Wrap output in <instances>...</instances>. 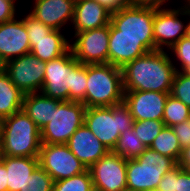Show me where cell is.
<instances>
[{
    "instance_id": "obj_1",
    "label": "cell",
    "mask_w": 190,
    "mask_h": 191,
    "mask_svg": "<svg viewBox=\"0 0 190 191\" xmlns=\"http://www.w3.org/2000/svg\"><path fill=\"white\" fill-rule=\"evenodd\" d=\"M124 91L169 93L176 68L168 51H150L122 68Z\"/></svg>"
},
{
    "instance_id": "obj_2",
    "label": "cell",
    "mask_w": 190,
    "mask_h": 191,
    "mask_svg": "<svg viewBox=\"0 0 190 191\" xmlns=\"http://www.w3.org/2000/svg\"><path fill=\"white\" fill-rule=\"evenodd\" d=\"M124 102L122 70L107 64H87L86 108L110 107Z\"/></svg>"
},
{
    "instance_id": "obj_3",
    "label": "cell",
    "mask_w": 190,
    "mask_h": 191,
    "mask_svg": "<svg viewBox=\"0 0 190 191\" xmlns=\"http://www.w3.org/2000/svg\"><path fill=\"white\" fill-rule=\"evenodd\" d=\"M41 144V129L23 110L5 118L1 156H39Z\"/></svg>"
},
{
    "instance_id": "obj_4",
    "label": "cell",
    "mask_w": 190,
    "mask_h": 191,
    "mask_svg": "<svg viewBox=\"0 0 190 191\" xmlns=\"http://www.w3.org/2000/svg\"><path fill=\"white\" fill-rule=\"evenodd\" d=\"M133 122L124 102L110 107L86 108L84 115V124L109 151L115 148L119 136L133 127Z\"/></svg>"
},
{
    "instance_id": "obj_5",
    "label": "cell",
    "mask_w": 190,
    "mask_h": 191,
    "mask_svg": "<svg viewBox=\"0 0 190 191\" xmlns=\"http://www.w3.org/2000/svg\"><path fill=\"white\" fill-rule=\"evenodd\" d=\"M177 165L174 159L147 147L137 158L127 159V190L157 189L162 177Z\"/></svg>"
},
{
    "instance_id": "obj_6",
    "label": "cell",
    "mask_w": 190,
    "mask_h": 191,
    "mask_svg": "<svg viewBox=\"0 0 190 191\" xmlns=\"http://www.w3.org/2000/svg\"><path fill=\"white\" fill-rule=\"evenodd\" d=\"M155 7L128 4L111 12L110 35L144 37V45L154 51L153 18Z\"/></svg>"
},
{
    "instance_id": "obj_7",
    "label": "cell",
    "mask_w": 190,
    "mask_h": 191,
    "mask_svg": "<svg viewBox=\"0 0 190 191\" xmlns=\"http://www.w3.org/2000/svg\"><path fill=\"white\" fill-rule=\"evenodd\" d=\"M175 1H177L174 3L175 6L155 9L153 18L154 50L169 51L186 34L187 23L183 19L184 17L189 19L190 7L184 2Z\"/></svg>"
},
{
    "instance_id": "obj_8",
    "label": "cell",
    "mask_w": 190,
    "mask_h": 191,
    "mask_svg": "<svg viewBox=\"0 0 190 191\" xmlns=\"http://www.w3.org/2000/svg\"><path fill=\"white\" fill-rule=\"evenodd\" d=\"M86 106L81 102L61 101L53 108L51 121L41 128V143L66 144L84 124Z\"/></svg>"
},
{
    "instance_id": "obj_9",
    "label": "cell",
    "mask_w": 190,
    "mask_h": 191,
    "mask_svg": "<svg viewBox=\"0 0 190 191\" xmlns=\"http://www.w3.org/2000/svg\"><path fill=\"white\" fill-rule=\"evenodd\" d=\"M110 24L93 30L72 33L70 49L82 64L109 63Z\"/></svg>"
},
{
    "instance_id": "obj_10",
    "label": "cell",
    "mask_w": 190,
    "mask_h": 191,
    "mask_svg": "<svg viewBox=\"0 0 190 191\" xmlns=\"http://www.w3.org/2000/svg\"><path fill=\"white\" fill-rule=\"evenodd\" d=\"M38 158L39 165L53 181L70 178L87 170L66 144L42 143Z\"/></svg>"
},
{
    "instance_id": "obj_11",
    "label": "cell",
    "mask_w": 190,
    "mask_h": 191,
    "mask_svg": "<svg viewBox=\"0 0 190 191\" xmlns=\"http://www.w3.org/2000/svg\"><path fill=\"white\" fill-rule=\"evenodd\" d=\"M78 63L71 49L64 55L46 62L41 92L59 101H69V90L73 81L72 69Z\"/></svg>"
},
{
    "instance_id": "obj_12",
    "label": "cell",
    "mask_w": 190,
    "mask_h": 191,
    "mask_svg": "<svg viewBox=\"0 0 190 191\" xmlns=\"http://www.w3.org/2000/svg\"><path fill=\"white\" fill-rule=\"evenodd\" d=\"M46 62L31 52L7 62L6 74L23 94L41 92Z\"/></svg>"
},
{
    "instance_id": "obj_13",
    "label": "cell",
    "mask_w": 190,
    "mask_h": 191,
    "mask_svg": "<svg viewBox=\"0 0 190 191\" xmlns=\"http://www.w3.org/2000/svg\"><path fill=\"white\" fill-rule=\"evenodd\" d=\"M127 159L108 151L90 168L95 191H124L126 181Z\"/></svg>"
},
{
    "instance_id": "obj_14",
    "label": "cell",
    "mask_w": 190,
    "mask_h": 191,
    "mask_svg": "<svg viewBox=\"0 0 190 191\" xmlns=\"http://www.w3.org/2000/svg\"><path fill=\"white\" fill-rule=\"evenodd\" d=\"M32 2L28 12L46 26L64 31L65 27L72 25L76 0H33Z\"/></svg>"
},
{
    "instance_id": "obj_15",
    "label": "cell",
    "mask_w": 190,
    "mask_h": 191,
    "mask_svg": "<svg viewBox=\"0 0 190 191\" xmlns=\"http://www.w3.org/2000/svg\"><path fill=\"white\" fill-rule=\"evenodd\" d=\"M168 95L155 91H124V103L135 121L162 120Z\"/></svg>"
},
{
    "instance_id": "obj_16",
    "label": "cell",
    "mask_w": 190,
    "mask_h": 191,
    "mask_svg": "<svg viewBox=\"0 0 190 191\" xmlns=\"http://www.w3.org/2000/svg\"><path fill=\"white\" fill-rule=\"evenodd\" d=\"M30 41L22 18L0 24V55L8 62L30 53Z\"/></svg>"
},
{
    "instance_id": "obj_17",
    "label": "cell",
    "mask_w": 190,
    "mask_h": 191,
    "mask_svg": "<svg viewBox=\"0 0 190 191\" xmlns=\"http://www.w3.org/2000/svg\"><path fill=\"white\" fill-rule=\"evenodd\" d=\"M66 145L87 169L109 151L85 124L72 134Z\"/></svg>"
},
{
    "instance_id": "obj_18",
    "label": "cell",
    "mask_w": 190,
    "mask_h": 191,
    "mask_svg": "<svg viewBox=\"0 0 190 191\" xmlns=\"http://www.w3.org/2000/svg\"><path fill=\"white\" fill-rule=\"evenodd\" d=\"M111 11L95 0H76L73 33L98 29L110 24Z\"/></svg>"
},
{
    "instance_id": "obj_19",
    "label": "cell",
    "mask_w": 190,
    "mask_h": 191,
    "mask_svg": "<svg viewBox=\"0 0 190 191\" xmlns=\"http://www.w3.org/2000/svg\"><path fill=\"white\" fill-rule=\"evenodd\" d=\"M150 52L144 45V37L110 35L109 64L122 68L125 64Z\"/></svg>"
},
{
    "instance_id": "obj_20",
    "label": "cell",
    "mask_w": 190,
    "mask_h": 191,
    "mask_svg": "<svg viewBox=\"0 0 190 191\" xmlns=\"http://www.w3.org/2000/svg\"><path fill=\"white\" fill-rule=\"evenodd\" d=\"M0 161L6 167L7 191H23L29 175H32L34 170L39 166L38 156H1Z\"/></svg>"
},
{
    "instance_id": "obj_21",
    "label": "cell",
    "mask_w": 190,
    "mask_h": 191,
    "mask_svg": "<svg viewBox=\"0 0 190 191\" xmlns=\"http://www.w3.org/2000/svg\"><path fill=\"white\" fill-rule=\"evenodd\" d=\"M64 32L53 29L46 38L29 40L30 52L44 62L64 55L70 49V38Z\"/></svg>"
},
{
    "instance_id": "obj_22",
    "label": "cell",
    "mask_w": 190,
    "mask_h": 191,
    "mask_svg": "<svg viewBox=\"0 0 190 191\" xmlns=\"http://www.w3.org/2000/svg\"><path fill=\"white\" fill-rule=\"evenodd\" d=\"M61 101L50 98L42 92L24 94L22 110L41 129L53 115V108H56Z\"/></svg>"
},
{
    "instance_id": "obj_23",
    "label": "cell",
    "mask_w": 190,
    "mask_h": 191,
    "mask_svg": "<svg viewBox=\"0 0 190 191\" xmlns=\"http://www.w3.org/2000/svg\"><path fill=\"white\" fill-rule=\"evenodd\" d=\"M24 94L4 73L0 75V116L7 118L22 110Z\"/></svg>"
},
{
    "instance_id": "obj_24",
    "label": "cell",
    "mask_w": 190,
    "mask_h": 191,
    "mask_svg": "<svg viewBox=\"0 0 190 191\" xmlns=\"http://www.w3.org/2000/svg\"><path fill=\"white\" fill-rule=\"evenodd\" d=\"M150 148L159 152L161 155L169 156L177 163L182 154V148L179 145L178 138L172 127L164 126L158 136L153 140Z\"/></svg>"
},
{
    "instance_id": "obj_25",
    "label": "cell",
    "mask_w": 190,
    "mask_h": 191,
    "mask_svg": "<svg viewBox=\"0 0 190 191\" xmlns=\"http://www.w3.org/2000/svg\"><path fill=\"white\" fill-rule=\"evenodd\" d=\"M146 145L142 143L137 136V132L132 127L124 131L118 138L115 148L112 150L116 155L125 159L137 158L145 149Z\"/></svg>"
},
{
    "instance_id": "obj_26",
    "label": "cell",
    "mask_w": 190,
    "mask_h": 191,
    "mask_svg": "<svg viewBox=\"0 0 190 191\" xmlns=\"http://www.w3.org/2000/svg\"><path fill=\"white\" fill-rule=\"evenodd\" d=\"M190 119V108L182 101L172 97L170 94L164 107L163 122L167 127H172Z\"/></svg>"
},
{
    "instance_id": "obj_27",
    "label": "cell",
    "mask_w": 190,
    "mask_h": 191,
    "mask_svg": "<svg viewBox=\"0 0 190 191\" xmlns=\"http://www.w3.org/2000/svg\"><path fill=\"white\" fill-rule=\"evenodd\" d=\"M53 191H95L89 169L73 177L54 181Z\"/></svg>"
},
{
    "instance_id": "obj_28",
    "label": "cell",
    "mask_w": 190,
    "mask_h": 191,
    "mask_svg": "<svg viewBox=\"0 0 190 191\" xmlns=\"http://www.w3.org/2000/svg\"><path fill=\"white\" fill-rule=\"evenodd\" d=\"M72 87L69 90V101L83 102L87 88V65L78 63L73 69Z\"/></svg>"
},
{
    "instance_id": "obj_29",
    "label": "cell",
    "mask_w": 190,
    "mask_h": 191,
    "mask_svg": "<svg viewBox=\"0 0 190 191\" xmlns=\"http://www.w3.org/2000/svg\"><path fill=\"white\" fill-rule=\"evenodd\" d=\"M168 52L176 71L187 72L190 69V40L188 38L182 37Z\"/></svg>"
},
{
    "instance_id": "obj_30",
    "label": "cell",
    "mask_w": 190,
    "mask_h": 191,
    "mask_svg": "<svg viewBox=\"0 0 190 191\" xmlns=\"http://www.w3.org/2000/svg\"><path fill=\"white\" fill-rule=\"evenodd\" d=\"M163 120H141L133 122V128L137 132V136L146 147H150L153 140L158 136L164 127Z\"/></svg>"
},
{
    "instance_id": "obj_31",
    "label": "cell",
    "mask_w": 190,
    "mask_h": 191,
    "mask_svg": "<svg viewBox=\"0 0 190 191\" xmlns=\"http://www.w3.org/2000/svg\"><path fill=\"white\" fill-rule=\"evenodd\" d=\"M52 177L39 165L32 175H29L23 191H53Z\"/></svg>"
},
{
    "instance_id": "obj_32",
    "label": "cell",
    "mask_w": 190,
    "mask_h": 191,
    "mask_svg": "<svg viewBox=\"0 0 190 191\" xmlns=\"http://www.w3.org/2000/svg\"><path fill=\"white\" fill-rule=\"evenodd\" d=\"M170 95L190 108V76L186 72L176 71Z\"/></svg>"
},
{
    "instance_id": "obj_33",
    "label": "cell",
    "mask_w": 190,
    "mask_h": 191,
    "mask_svg": "<svg viewBox=\"0 0 190 191\" xmlns=\"http://www.w3.org/2000/svg\"><path fill=\"white\" fill-rule=\"evenodd\" d=\"M22 19L29 36V40H41L42 38H46V36L53 30L34 18L29 12L24 14Z\"/></svg>"
},
{
    "instance_id": "obj_34",
    "label": "cell",
    "mask_w": 190,
    "mask_h": 191,
    "mask_svg": "<svg viewBox=\"0 0 190 191\" xmlns=\"http://www.w3.org/2000/svg\"><path fill=\"white\" fill-rule=\"evenodd\" d=\"M182 149L190 145V119L172 126Z\"/></svg>"
},
{
    "instance_id": "obj_35",
    "label": "cell",
    "mask_w": 190,
    "mask_h": 191,
    "mask_svg": "<svg viewBox=\"0 0 190 191\" xmlns=\"http://www.w3.org/2000/svg\"><path fill=\"white\" fill-rule=\"evenodd\" d=\"M17 7L7 0H0V24L14 19L18 15Z\"/></svg>"
},
{
    "instance_id": "obj_36",
    "label": "cell",
    "mask_w": 190,
    "mask_h": 191,
    "mask_svg": "<svg viewBox=\"0 0 190 191\" xmlns=\"http://www.w3.org/2000/svg\"><path fill=\"white\" fill-rule=\"evenodd\" d=\"M176 191H190V173L176 166Z\"/></svg>"
},
{
    "instance_id": "obj_37",
    "label": "cell",
    "mask_w": 190,
    "mask_h": 191,
    "mask_svg": "<svg viewBox=\"0 0 190 191\" xmlns=\"http://www.w3.org/2000/svg\"><path fill=\"white\" fill-rule=\"evenodd\" d=\"M157 189L159 191H176V166L162 177Z\"/></svg>"
},
{
    "instance_id": "obj_38",
    "label": "cell",
    "mask_w": 190,
    "mask_h": 191,
    "mask_svg": "<svg viewBox=\"0 0 190 191\" xmlns=\"http://www.w3.org/2000/svg\"><path fill=\"white\" fill-rule=\"evenodd\" d=\"M131 4L144 7L167 8L174 0H130ZM183 0H179L182 3Z\"/></svg>"
},
{
    "instance_id": "obj_39",
    "label": "cell",
    "mask_w": 190,
    "mask_h": 191,
    "mask_svg": "<svg viewBox=\"0 0 190 191\" xmlns=\"http://www.w3.org/2000/svg\"><path fill=\"white\" fill-rule=\"evenodd\" d=\"M96 2L104 5L109 11L114 12L120 8L131 4L130 0H95Z\"/></svg>"
},
{
    "instance_id": "obj_40",
    "label": "cell",
    "mask_w": 190,
    "mask_h": 191,
    "mask_svg": "<svg viewBox=\"0 0 190 191\" xmlns=\"http://www.w3.org/2000/svg\"><path fill=\"white\" fill-rule=\"evenodd\" d=\"M178 165L190 173V145L182 149V154Z\"/></svg>"
},
{
    "instance_id": "obj_41",
    "label": "cell",
    "mask_w": 190,
    "mask_h": 191,
    "mask_svg": "<svg viewBox=\"0 0 190 191\" xmlns=\"http://www.w3.org/2000/svg\"><path fill=\"white\" fill-rule=\"evenodd\" d=\"M0 191H7L6 167L1 161H0Z\"/></svg>"
},
{
    "instance_id": "obj_42",
    "label": "cell",
    "mask_w": 190,
    "mask_h": 191,
    "mask_svg": "<svg viewBox=\"0 0 190 191\" xmlns=\"http://www.w3.org/2000/svg\"><path fill=\"white\" fill-rule=\"evenodd\" d=\"M7 61L0 55V75L6 73Z\"/></svg>"
},
{
    "instance_id": "obj_43",
    "label": "cell",
    "mask_w": 190,
    "mask_h": 191,
    "mask_svg": "<svg viewBox=\"0 0 190 191\" xmlns=\"http://www.w3.org/2000/svg\"><path fill=\"white\" fill-rule=\"evenodd\" d=\"M4 123H5V118L0 116V142L3 135Z\"/></svg>"
},
{
    "instance_id": "obj_44",
    "label": "cell",
    "mask_w": 190,
    "mask_h": 191,
    "mask_svg": "<svg viewBox=\"0 0 190 191\" xmlns=\"http://www.w3.org/2000/svg\"><path fill=\"white\" fill-rule=\"evenodd\" d=\"M185 37L190 40V17H189V19H188V21H187Z\"/></svg>"
},
{
    "instance_id": "obj_45",
    "label": "cell",
    "mask_w": 190,
    "mask_h": 191,
    "mask_svg": "<svg viewBox=\"0 0 190 191\" xmlns=\"http://www.w3.org/2000/svg\"><path fill=\"white\" fill-rule=\"evenodd\" d=\"M7 1L11 2L18 8V4H17L18 0H7Z\"/></svg>"
},
{
    "instance_id": "obj_46",
    "label": "cell",
    "mask_w": 190,
    "mask_h": 191,
    "mask_svg": "<svg viewBox=\"0 0 190 191\" xmlns=\"http://www.w3.org/2000/svg\"><path fill=\"white\" fill-rule=\"evenodd\" d=\"M184 3H186L190 7V0H183Z\"/></svg>"
},
{
    "instance_id": "obj_47",
    "label": "cell",
    "mask_w": 190,
    "mask_h": 191,
    "mask_svg": "<svg viewBox=\"0 0 190 191\" xmlns=\"http://www.w3.org/2000/svg\"><path fill=\"white\" fill-rule=\"evenodd\" d=\"M148 191H159L158 189H152V190H148Z\"/></svg>"
},
{
    "instance_id": "obj_48",
    "label": "cell",
    "mask_w": 190,
    "mask_h": 191,
    "mask_svg": "<svg viewBox=\"0 0 190 191\" xmlns=\"http://www.w3.org/2000/svg\"><path fill=\"white\" fill-rule=\"evenodd\" d=\"M186 73L190 76V69Z\"/></svg>"
}]
</instances>
